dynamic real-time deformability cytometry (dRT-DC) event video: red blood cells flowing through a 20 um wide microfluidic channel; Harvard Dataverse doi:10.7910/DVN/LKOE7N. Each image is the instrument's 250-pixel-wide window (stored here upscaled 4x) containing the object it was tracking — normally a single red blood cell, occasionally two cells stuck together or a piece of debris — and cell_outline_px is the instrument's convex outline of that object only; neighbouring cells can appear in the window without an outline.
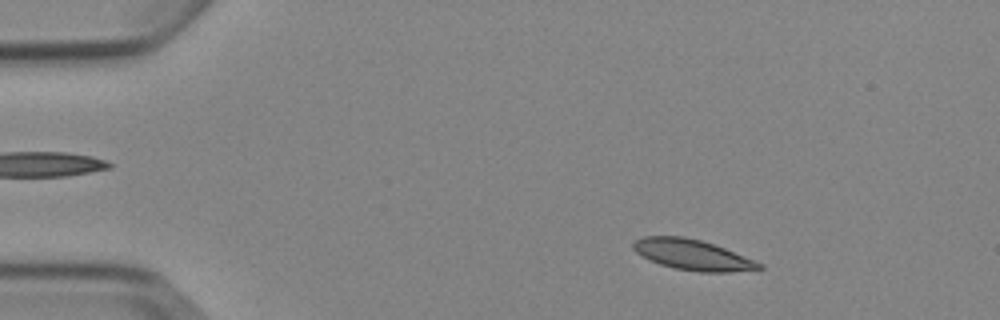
{"species": "Egyptian fruit bat (a non-hibernating species)", "species_latin": "Rousettus aegyptiacus", "temperature_condition": "cold", "stored_images_in_passage": 4, "camera_frame_rate_fps": 3000, "um_per_image_px": 0.085, "animal": {"sex": "female"}, "frame": {"image": 1, "passage_image": 2, "time_ms": 1.333, "image_size_px": [1000, 320], "cell_outline_px": [[764, 268], [728, 272], [700, 272], [676, 268], [660, 264], [648, 260], [636, 252], [632, 248], [632, 244], [636, 240], [644, 236], [684, 236], [700, 240], [724, 248], [764, 264]], "centroid_in_image_um": [58.84, 21.65], "position_along_channel_um": 26.2, "area_um2": 22.2}}